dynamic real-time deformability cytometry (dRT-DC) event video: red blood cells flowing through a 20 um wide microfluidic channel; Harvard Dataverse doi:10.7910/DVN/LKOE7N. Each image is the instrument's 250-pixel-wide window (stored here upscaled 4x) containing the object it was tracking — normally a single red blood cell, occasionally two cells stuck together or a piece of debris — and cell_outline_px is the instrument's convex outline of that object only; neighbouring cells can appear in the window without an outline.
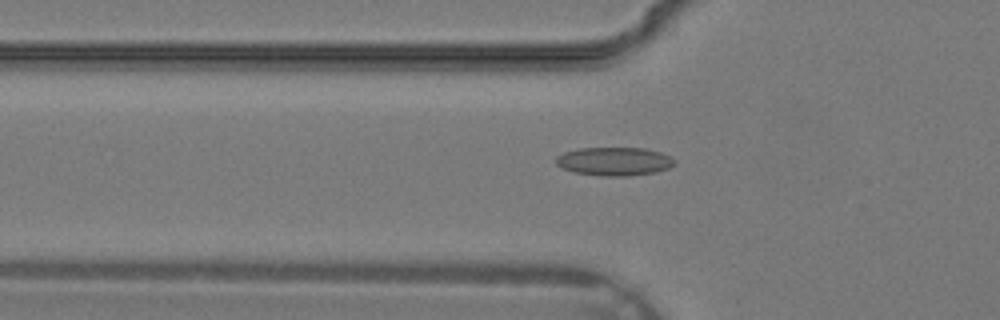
{"species": "common noctule bat (a hibernating species)", "species_latin": "Nyctalus noctula", "temperature_condition": "warm", "stored_images_in_passage": 24, "camera_frame_rate_fps": 3000, "um_per_image_px": 0.085, "animal": {"sex": "male", "body_mass_g": 19.2, "forearm_length_mm": 51.8}, "frame": {"image": 1, "passage_image": 3, "time_ms": 0.667, "image_size_px": [1000, 320], "cell_outline_px": [[676, 164], [668, 168], [656, 172], [628, 176], [600, 176], [572, 172], [560, 168], [556, 164], [556, 156], [564, 152], [580, 148], [644, 148], [660, 152], [676, 160]], "centroid_in_image_um": [52.19, 13.72], "position_along_channel_um": 73.6, "area_um2": 19.83}}
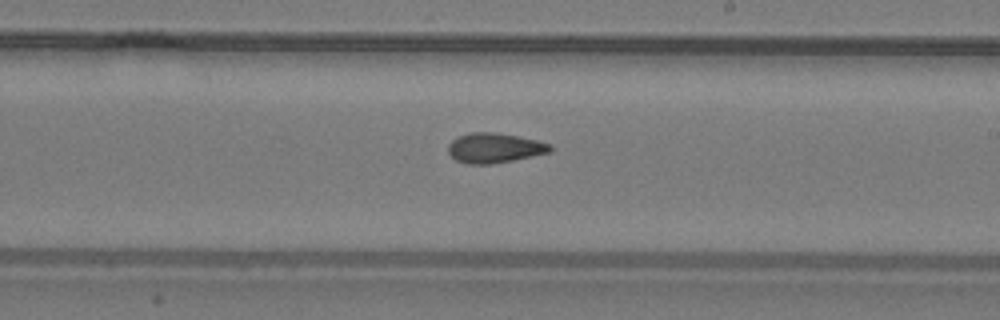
{"frame": {"image": 2, "passage_image": 12, "time_ms": 3.667, "image_size_px": [1000, 320], "cell_outline_px": [[552, 152], [492, 164], [468, 164], [456, 160], [448, 152], [448, 144], [456, 136], [472, 132], [492, 132], [516, 136], [536, 140], [552, 144]], "centroid_in_image_um": [42.02, 12.57], "position_along_channel_um": 247.0, "area_um2": 17.74}}
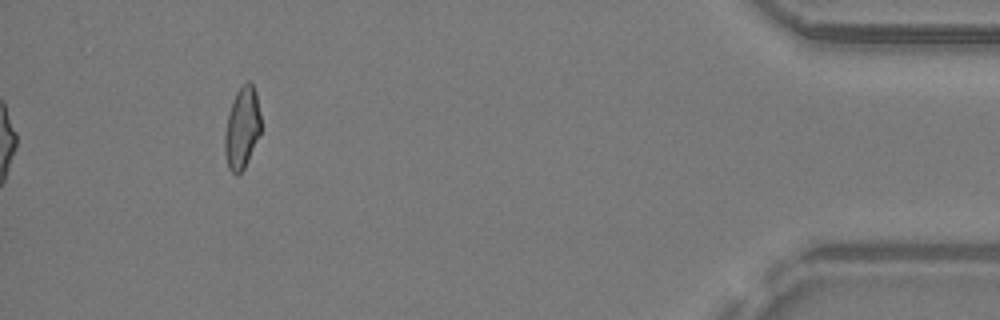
{"frame": {"image": 3, "passage_image": 24, "time_ms": 7.667, "image_size_px": [1000, 320], "cell_outline_px": [[260, 132], [248, 160], [244, 168], [236, 176], [228, 168], [224, 152], [224, 136], [228, 116], [232, 100], [236, 92], [248, 80], [252, 84], [256, 92], [260, 116]], "centroid_in_image_um": [20.55, 10.89], "position_along_channel_um": 414.6, "area_um2": 16.99}}